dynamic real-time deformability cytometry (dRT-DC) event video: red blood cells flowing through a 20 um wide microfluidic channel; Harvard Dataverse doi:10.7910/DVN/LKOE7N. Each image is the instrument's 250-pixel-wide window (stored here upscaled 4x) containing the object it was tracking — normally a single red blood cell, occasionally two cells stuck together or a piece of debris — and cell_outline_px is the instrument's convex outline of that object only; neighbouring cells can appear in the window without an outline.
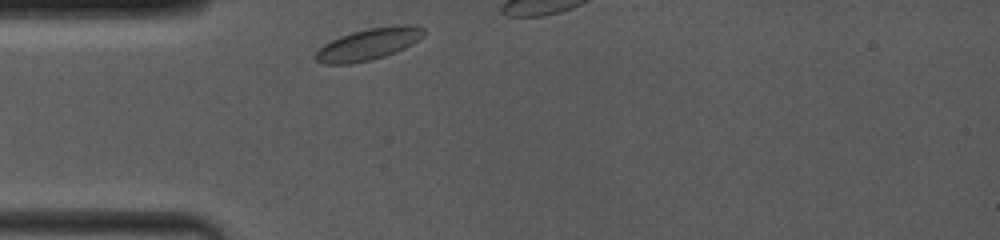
{"species": "common noctule bat (a hibernating species)", "species_latin": "Nyctalus noctula", "temperature_condition": "room temperature", "stored_images_in_passage": 8, "camera_frame_rate_fps": 4000, "um_per_image_px": 0.085, "animal": {"sex": "female", "body_mass_g": 19.0, "forearm_length_mm": 53.3}, "frame": {"image": 1, "passage_image": 1, "time_ms": 0.0, "image_size_px": [1000, 240], "cell_outline_px": [[424, 36], [412, 44], [396, 52], [384, 56], [368, 60], [348, 64], [324, 64], [316, 60], [312, 56], [324, 44], [340, 36], [352, 32], [368, 28], [404, 24], [412, 24], [424, 28]], "centroid_in_image_um": [31.33, 3.75], "position_along_channel_um": 53.7, "area_um2": 19.94}}
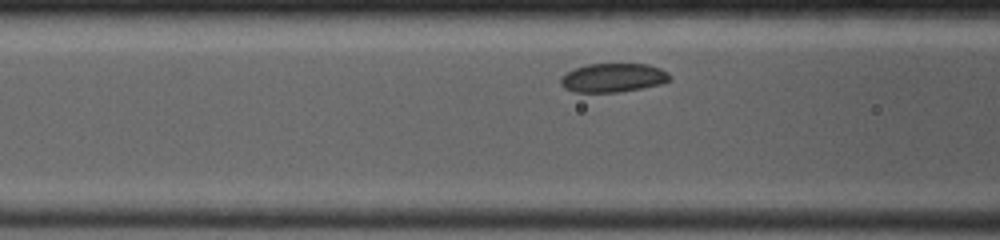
{"frame": {"image": 2, "passage_image": 6, "time_ms": 1.75, "image_size_px": [1000, 240], "cell_outline_px": [[668, 80], [660, 84], [640, 88], [616, 92], [576, 92], [564, 88], [560, 84], [560, 76], [576, 68], [588, 64], [648, 64], [660, 68], [668, 72]], "centroid_in_image_um": [52.07, 6.6], "position_along_channel_um": 114.5, "area_um2": 18.09}}